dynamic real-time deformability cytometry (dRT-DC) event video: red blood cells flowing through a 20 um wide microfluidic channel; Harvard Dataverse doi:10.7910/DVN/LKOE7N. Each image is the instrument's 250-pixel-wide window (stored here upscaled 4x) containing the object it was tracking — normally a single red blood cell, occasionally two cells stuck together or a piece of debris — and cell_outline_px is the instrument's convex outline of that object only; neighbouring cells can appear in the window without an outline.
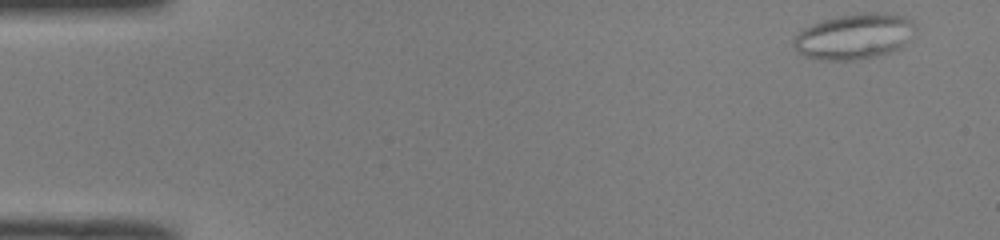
{"species": "common noctule bat (a hibernating species)", "species_latin": "Nyctalus noctula", "temperature_condition": "room temperature", "stored_images_in_passage": 50, "camera_frame_rate_fps": 3000, "um_per_image_px": 0.085, "animal": {"sex": "male", "body_mass_g": 19.0, "forearm_length_mm": 50.8}, "frame": {"image": 1, "passage_image": 1, "time_ms": 0.0, "image_size_px": [1000, 240], "cell_outline_px": [[916, 28], [904, 44], [900, 48], [888, 52], [872, 56], [852, 60], [820, 60], [804, 56], [792, 44], [792, 40], [804, 28], [812, 24], [836, 16], [860, 12], [884, 12], [904, 16], [912, 20]], "centroid_in_image_um": [72.61, 3.07], "position_along_channel_um": 12.4, "area_um2": 32.14}}
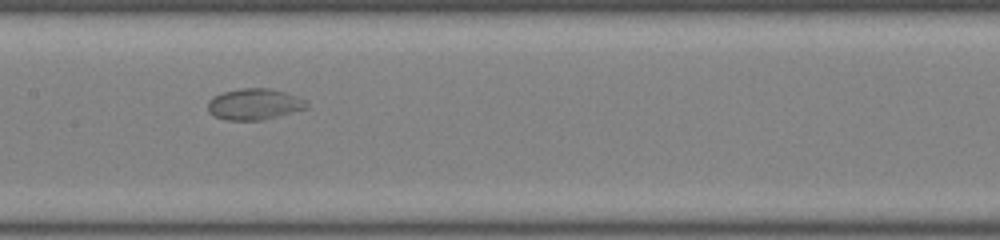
{"frame": {"image": 2, "passage_image": 24, "time_ms": 7.667, "image_size_px": [1000, 240], "cell_outline_px": [[308, 104], [304, 108], [264, 120], [224, 120], [208, 112], [208, 100], [212, 96], [224, 92], [240, 88], [272, 88], [308, 100]], "centroid_in_image_um": [21.58, 8.85], "position_along_channel_um": 185.8, "area_um2": 17.92}}
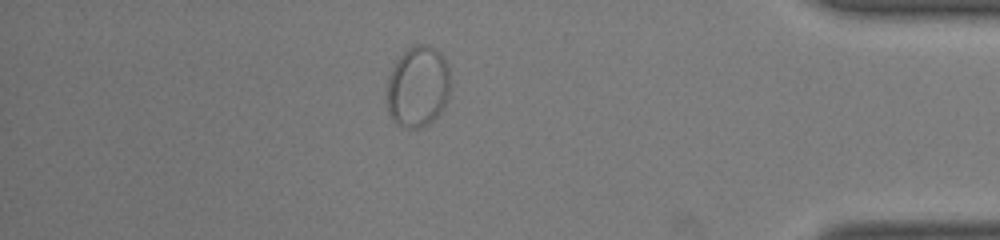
{"frame": {"image": 3, "passage_image": 43, "time_ms": 14.0, "image_size_px": [1000, 240], "cell_outline_px": [[448, 96], [440, 112], [428, 124], [420, 128], [404, 128], [396, 124], [388, 116], [388, 76], [396, 60], [408, 48], [416, 44], [428, 44], [436, 48], [444, 56], [448, 68]], "centroid_in_image_um": [35.49, 7.36], "position_along_channel_um": 399.7, "area_um2": 30.0}}